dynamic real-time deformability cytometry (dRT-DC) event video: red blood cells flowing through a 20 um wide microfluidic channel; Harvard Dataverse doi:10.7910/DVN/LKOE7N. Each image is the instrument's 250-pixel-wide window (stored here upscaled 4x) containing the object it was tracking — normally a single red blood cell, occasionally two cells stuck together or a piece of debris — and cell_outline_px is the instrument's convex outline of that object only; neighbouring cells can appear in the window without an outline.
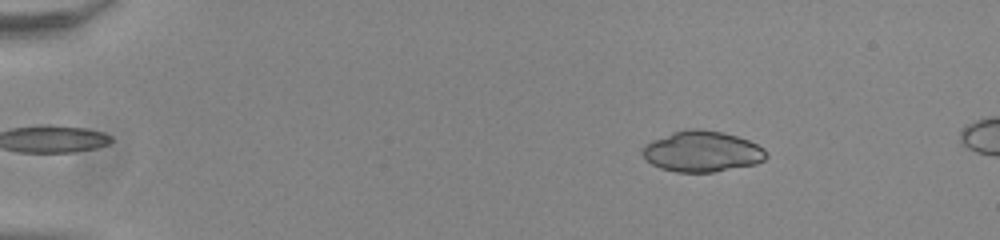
{"species": "common noctule bat (a hibernating species)", "species_latin": "Nyctalus noctula", "temperature_condition": "room temperature", "stored_images_in_passage": 54, "camera_frame_rate_fps": 3000, "um_per_image_px": 0.085, "animal": {"sex": "male", "body_mass_g": 20.0, "forearm_length_mm": 53.3}, "frame": {"image": 1, "passage_image": 9, "time_ms": 2.667, "image_size_px": [1000, 240], "cell_outline_px": [[768, 156], [764, 160], [756, 164], [712, 172], [676, 172], [660, 168], [652, 164], [640, 152], [644, 144], [652, 140], [672, 132], [692, 128], [696, 128], [724, 132], [748, 140], [764, 148]], "centroid_in_image_um": [59.66, 12.87], "position_along_channel_um": 25.3, "area_um2": 29.48}}